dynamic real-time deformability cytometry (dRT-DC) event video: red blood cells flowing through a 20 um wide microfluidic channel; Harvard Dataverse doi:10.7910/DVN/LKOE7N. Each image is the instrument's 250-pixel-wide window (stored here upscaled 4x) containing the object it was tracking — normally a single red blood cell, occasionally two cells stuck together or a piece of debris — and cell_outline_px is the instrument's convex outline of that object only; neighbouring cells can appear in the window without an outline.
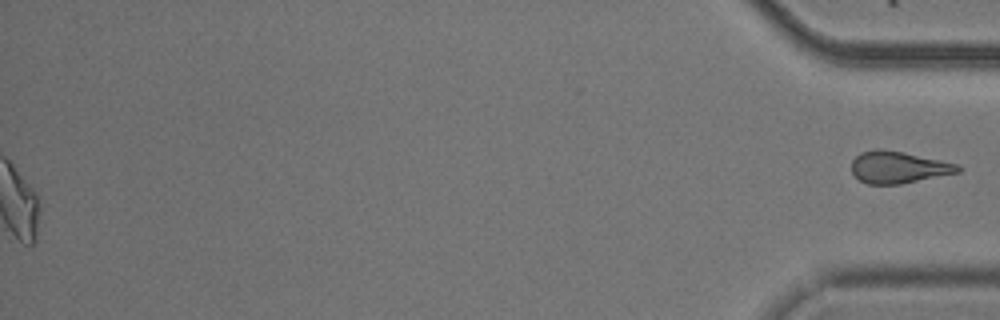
{"species": "common noctule bat (a hibernating species)", "species_latin": "Nyctalus noctula", "temperature_condition": "cold", "stored_images_in_passage": 54, "segment_of_instrument_passage": [2, 2], "camera_frame_rate_fps": 3000, "um_per_image_px": 0.085, "animal": {"sex": "male", "body_mass_g": 20.5, "forearm_length_mm": 52.5}, "frame": {"image": 1, "passage_image": 54, "time_ms": 17.667, "image_size_px": [1000, 320], "cell_outline_px": [[964, 168], [960, 172], [900, 184], [868, 184], [860, 180], [852, 172], [852, 160], [860, 152], [876, 148], [880, 148], [904, 152], [960, 164]], "centroid_in_image_um": [76.39, 14.2], "position_along_channel_um": 358.8, "area_um2": 19.94}}